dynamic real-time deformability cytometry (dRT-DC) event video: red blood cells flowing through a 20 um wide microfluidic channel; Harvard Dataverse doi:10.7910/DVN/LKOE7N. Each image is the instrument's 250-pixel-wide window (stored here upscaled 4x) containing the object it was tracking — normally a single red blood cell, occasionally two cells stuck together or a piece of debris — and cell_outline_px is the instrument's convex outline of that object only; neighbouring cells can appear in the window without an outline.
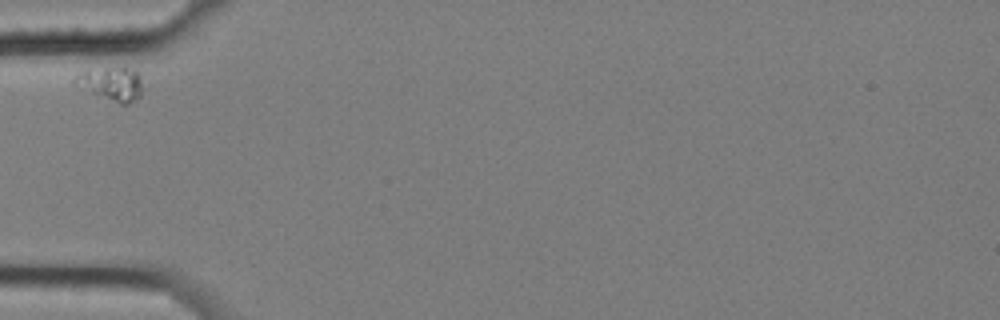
{"species": "common noctule bat (a hibernating species)", "species_latin": "Nyctalus noctula", "temperature_condition": "cold", "stored_images_in_passage": 3, "camera_frame_rate_fps": 3000, "um_per_image_px": 0.085, "animal": {"sex": "female", "body_mass_g": 25.1}, "frame": {"image": 1, "passage_image": 1, "time_ms": 0.0, "image_size_px": [1000, 320], "cell_outline_px": [[140, 96], [136, 100], [128, 104], [120, 104], [76, 88], [72, 84], [72, 76], [88, 68], [124, 64], [136, 68], [140, 76]], "centroid_in_image_um": [9.38, 7.04], "position_along_channel_um": 75.6, "area_um2": 14.45}}
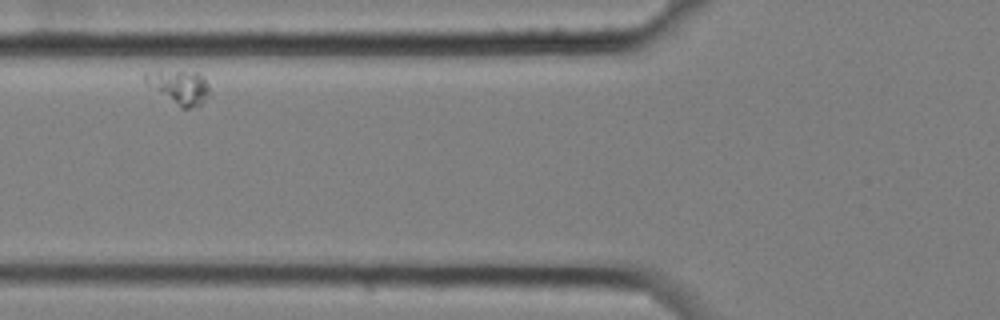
{"frame": {"image": 2, "passage_image": 2, "time_ms": 0.333, "image_size_px": [1000, 320], "cell_outline_px": [[212, 96], [200, 104], [188, 108], [180, 108], [148, 84], [144, 80], [144, 72], [160, 68], [200, 72], [204, 76], [212, 92]], "centroid_in_image_um": [15.28, 7.33], "position_along_channel_um": 110.5, "area_um2": 13.35}}